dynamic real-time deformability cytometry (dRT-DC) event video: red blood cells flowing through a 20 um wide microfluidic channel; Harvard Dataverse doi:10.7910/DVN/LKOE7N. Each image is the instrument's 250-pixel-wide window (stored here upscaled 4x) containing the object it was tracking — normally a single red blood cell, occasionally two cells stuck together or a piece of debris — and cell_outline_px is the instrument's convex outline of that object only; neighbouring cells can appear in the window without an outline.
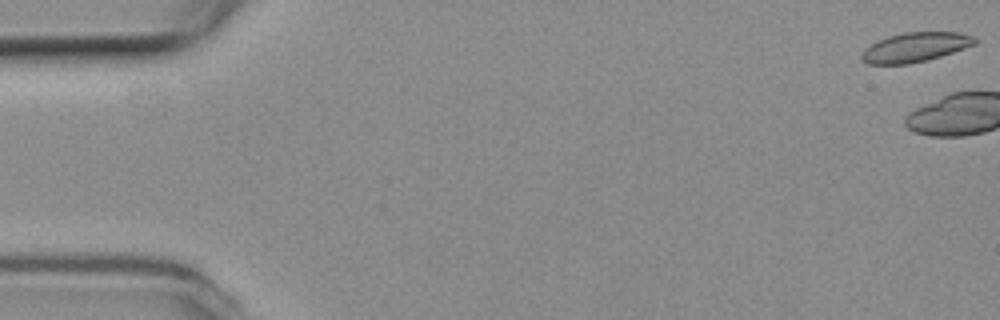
{"species": "common noctule bat (a hibernating species)", "species_latin": "Nyctalus noctula", "temperature_condition": "room temperature", "stored_images_in_passage": 7, "camera_frame_rate_fps": 3000, "um_per_image_px": 0.085, "animal": {"sex": "female", "body_mass_g": 19.3, "forearm_length_mm": 54.1}, "frame": {"image": 1, "passage_image": 1, "time_ms": 0.0, "image_size_px": [1000, 320], "cell_outline_px": [[976, 44], [928, 60], [908, 64], [868, 64], [860, 60], [860, 56], [864, 48], [888, 36], [904, 32], [960, 32], [972, 36], [976, 40]], "centroid_in_image_um": [77.76, 4.02], "position_along_channel_um": 7.2, "area_um2": 19.36}}